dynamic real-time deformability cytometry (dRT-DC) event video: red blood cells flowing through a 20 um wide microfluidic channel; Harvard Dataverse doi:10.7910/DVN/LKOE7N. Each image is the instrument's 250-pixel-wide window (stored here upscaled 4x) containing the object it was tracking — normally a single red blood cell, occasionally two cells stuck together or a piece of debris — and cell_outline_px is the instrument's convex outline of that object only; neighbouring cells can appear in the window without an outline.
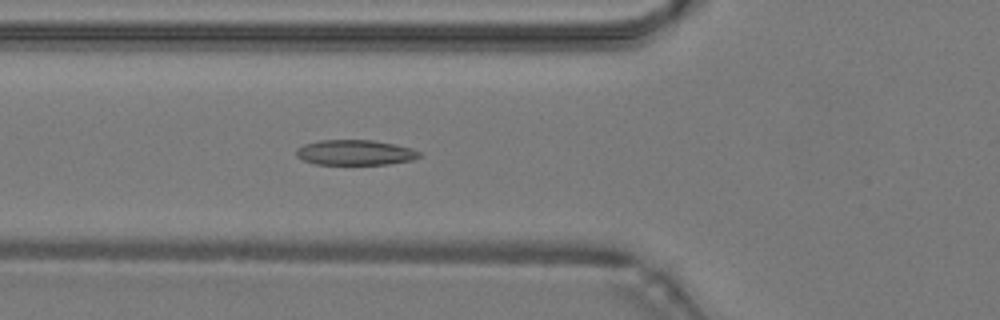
{"species": "common noctule bat (a hibernating species)", "species_latin": "Nyctalus noctula", "temperature_condition": "warm", "stored_images_in_passage": 41, "camera_frame_rate_fps": 3000, "um_per_image_px": 0.085, "animal": {"sex": "male", "body_mass_g": 19.2, "forearm_length_mm": 51.8}, "frame": {"image": 1, "passage_image": 15, "time_ms": 4.667, "image_size_px": [1000, 320], "cell_outline_px": [[420, 156], [412, 160], [388, 164], [316, 164], [304, 160], [296, 156], [296, 148], [304, 144], [320, 140], [372, 140], [412, 148], [420, 152]], "centroid_in_image_um": [30.16, 12.96], "position_along_channel_um": 95.6, "area_um2": 17.98}}
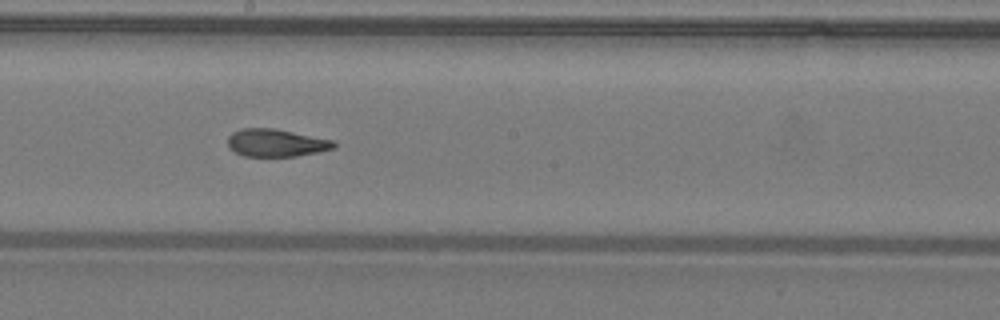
{"frame": {"image": 2, "passage_image": 24, "time_ms": 7.667, "image_size_px": [1000, 320], "cell_outline_px": [[336, 148], [296, 156], [244, 156], [228, 148], [228, 136], [232, 132], [244, 128], [272, 128], [332, 140], [336, 144]], "centroid_in_image_um": [23.43, 12.14], "position_along_channel_um": 224.8, "area_um2": 16.88}}
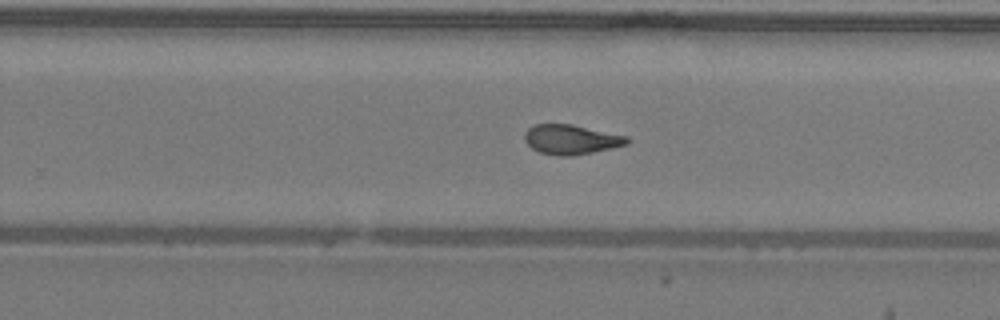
{"frame": {"image": 3, "passage_image": 28, "time_ms": 9.0, "image_size_px": [1000, 320], "cell_outline_px": [[628, 144], [592, 152], [568, 156], [560, 156], [540, 152], [532, 148], [524, 140], [524, 132], [532, 124], [572, 124], [628, 136]], "centroid_in_image_um": [48.51, 11.84], "position_along_channel_um": 281.3, "area_um2": 17.63}, "authors_computed_cell_mechanics": {"area_um2": 18.2648, "velocity_mm_per_s": 4.2895, "shape_relaxation_time_tau1_ms": 7.2928, "shape_relaxation_time_tau2_ms": 2.7253, "deformation_change_tau1": 0.2177, "deformation_change_tau2": 0.1127}}